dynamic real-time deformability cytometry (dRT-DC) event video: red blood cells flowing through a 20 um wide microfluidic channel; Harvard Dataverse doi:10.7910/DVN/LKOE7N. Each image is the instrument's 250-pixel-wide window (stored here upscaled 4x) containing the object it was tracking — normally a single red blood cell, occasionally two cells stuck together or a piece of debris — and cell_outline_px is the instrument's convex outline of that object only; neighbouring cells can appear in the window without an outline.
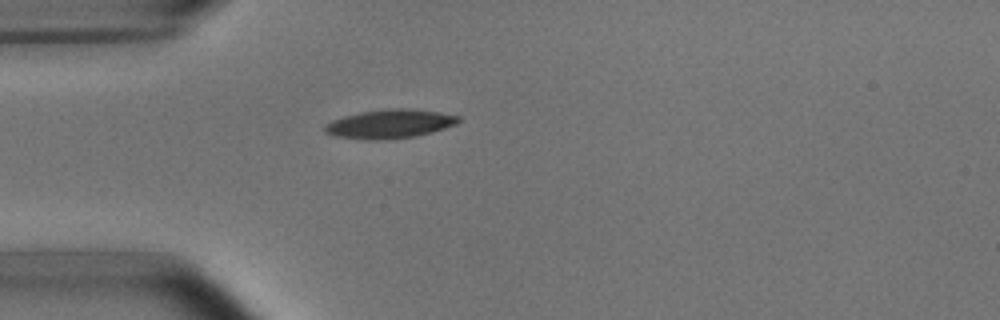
{"species": "common noctule bat (a hibernating species)", "species_latin": "Nyctalus noctula", "temperature_condition": "room temperature", "stored_images_in_passage": 1, "camera_frame_rate_fps": 3000, "um_per_image_px": 0.085, "animal": {"sex": "male", "body_mass_g": 15.6}, "frame": {"image": 1, "passage_image": 1, "time_ms": 0.0, "image_size_px": [1000, 320], "cell_outline_px": [[460, 120], [456, 124], [432, 132], [416, 136], [388, 140], [364, 140], [336, 136], [324, 132], [324, 124], [332, 120], [344, 116], [360, 112], [388, 108], [408, 108], [440, 112], [460, 116]], "centroid_in_image_um": [33.12, 10.53], "position_along_channel_um": 51.9, "area_um2": 22.72}}